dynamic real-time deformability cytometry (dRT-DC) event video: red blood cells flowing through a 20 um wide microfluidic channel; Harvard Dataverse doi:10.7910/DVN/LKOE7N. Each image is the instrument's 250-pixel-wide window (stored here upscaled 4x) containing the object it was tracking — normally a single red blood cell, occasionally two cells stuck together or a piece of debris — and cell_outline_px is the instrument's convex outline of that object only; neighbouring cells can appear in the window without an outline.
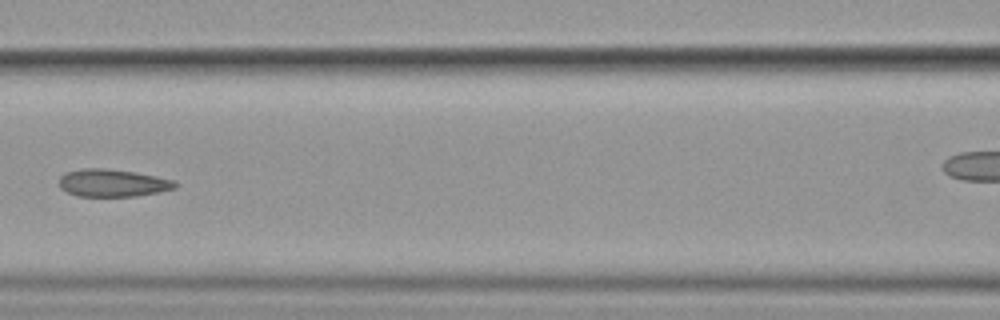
{"species": "common noctule bat (a hibernating species)", "species_latin": "Nyctalus noctula", "temperature_condition": "cold", "stored_images_in_passage": 15, "camera_frame_rate_fps": 3000, "um_per_image_px": 0.085, "animal": {"sex": "female", "body_mass_g": 19.9}, "frame": {"image": 1, "passage_image": 6, "time_ms": 6.0, "image_size_px": [1000, 320], "cell_outline_px": [[176, 188], [136, 196], [76, 196], [60, 188], [60, 176], [64, 172], [80, 168], [104, 168], [132, 172], [156, 176], [176, 180]], "centroid_in_image_um": [9.54, 15.54], "position_along_channel_um": 157.1, "area_um2": 18.55}}
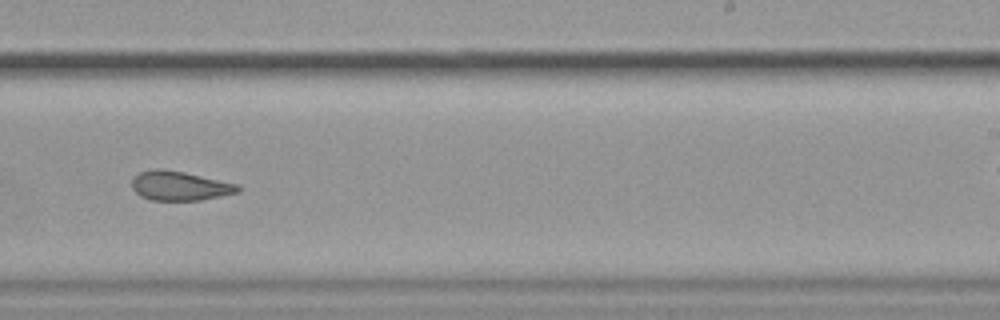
{"frame": {"image": 2, "passage_image": 9, "time_ms": 9.333, "image_size_px": [1000, 320], "cell_outline_px": [[240, 192], [200, 200], [152, 200], [140, 196], [132, 188], [132, 180], [140, 172], [156, 168], [160, 168], [184, 172], [240, 184]], "centroid_in_image_um": [15.3, 15.79], "position_along_channel_um": 273.7, "area_um2": 18.09}}
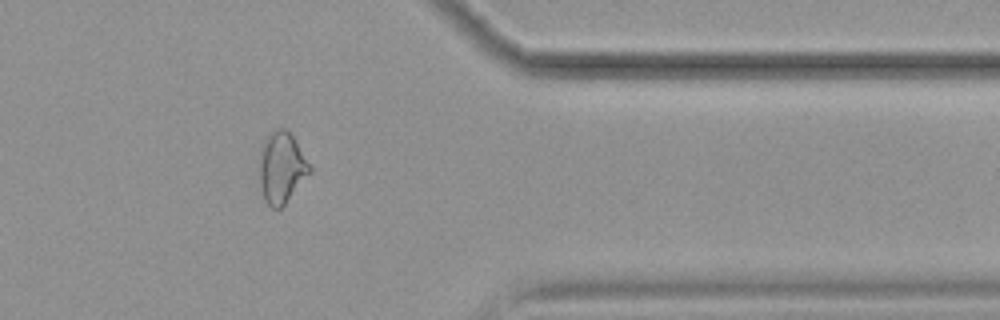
{"frame": {"image": 3, "passage_image": 13, "time_ms": 15.0, "image_size_px": [1000, 320], "cell_outline_px": [[312, 172], [284, 204], [280, 208], [272, 208], [264, 200], [260, 184], [260, 148], [268, 132], [280, 128], [288, 128], [312, 168]], "centroid_in_image_um": [23.94, 14.22], "position_along_channel_um": 387.5, "area_um2": 20.92}, "authors_computed_cell_mechanics": {"area_um2": 19.8254, "velocity_mm_per_s": 3.5098, "shape_relaxation_time_tau1_ms": null, "shape_relaxation_time_tau2_ms": 1.9749, "deformation_change_tau1": null, "deformation_change_tau2": 0.078}}